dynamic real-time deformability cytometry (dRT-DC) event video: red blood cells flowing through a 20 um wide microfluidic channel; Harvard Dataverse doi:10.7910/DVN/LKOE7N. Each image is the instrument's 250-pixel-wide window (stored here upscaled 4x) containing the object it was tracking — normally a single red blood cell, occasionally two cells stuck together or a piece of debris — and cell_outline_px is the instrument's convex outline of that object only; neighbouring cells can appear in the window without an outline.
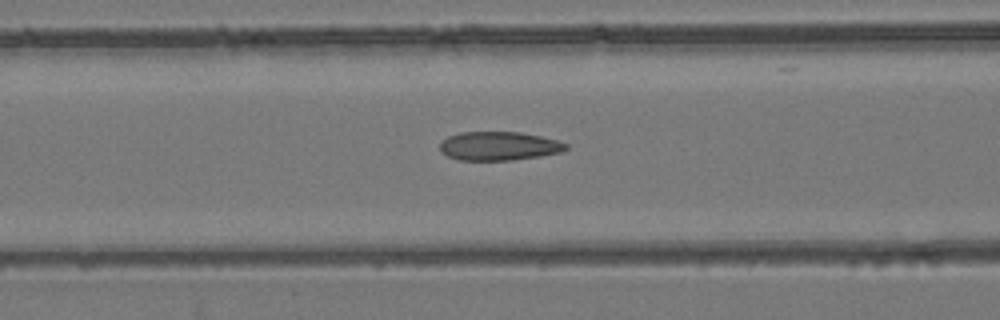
{"species": "common noctule bat (a hibernating species)", "species_latin": "Nyctalus noctula", "temperature_condition": "room temperature", "stored_images_in_passage": 54, "camera_frame_rate_fps": 3000, "um_per_image_px": 0.085, "animal": {"sex": "female", "body_mass_g": 24.6, "forearm_length_mm": 56.2}, "frame": {"image": 1, "passage_image": 22, "time_ms": 7.0, "image_size_px": [1000, 320], "cell_outline_px": [[568, 148], [560, 152], [540, 156], [512, 160], [460, 160], [448, 156], [440, 148], [440, 144], [448, 136], [460, 132], [520, 132], [540, 136], [556, 140], [568, 144]], "centroid_in_image_um": [42.42, 12.41], "position_along_channel_um": 124.2, "area_um2": 20.92}}
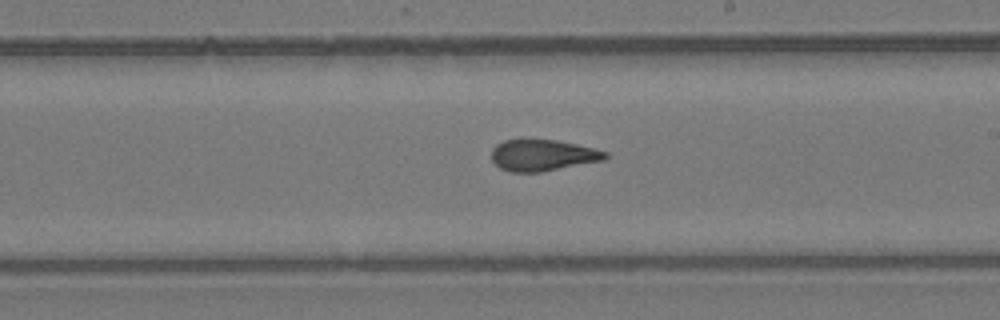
{"frame": {"image": 2, "passage_image": 31, "time_ms": 10.0, "image_size_px": [1000, 320], "cell_outline_px": [[608, 156], [604, 160], [540, 172], [512, 172], [500, 168], [492, 160], [492, 148], [496, 144], [504, 140], [556, 140], [576, 144], [608, 152]], "centroid_in_image_um": [46.12, 13.2], "position_along_channel_um": 242.9, "area_um2": 20.58}}
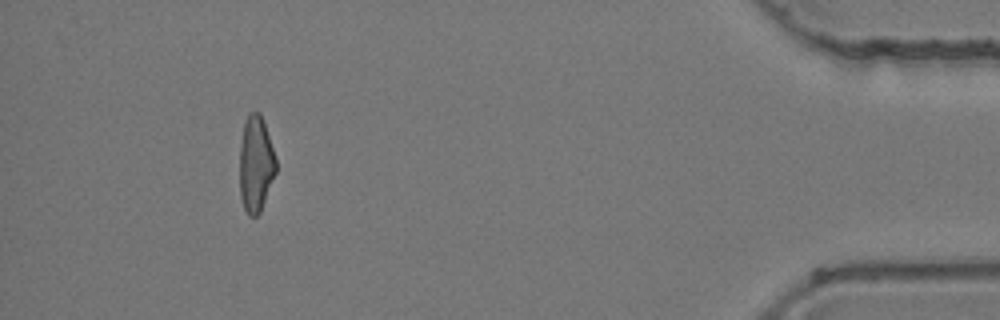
{"frame": {"image": 3, "passage_image": 49, "time_ms": 16.0, "image_size_px": [1000, 320], "cell_outline_px": [[276, 172], [260, 212], [256, 216], [248, 216], [244, 208], [240, 196], [240, 144], [244, 120], [248, 112], [260, 112], [276, 156]], "centroid_in_image_um": [21.73, 13.92], "position_along_channel_um": 413.5, "area_um2": 20.46}, "authors_computed_cell_mechanics": {"area_um2": 21.4149, "velocity_mm_per_s": 3.9538, "shape_relaxation_time_tau1_ms": null, "shape_relaxation_time_tau2_ms": 1.4803, "deformation_change_tau1": null, "deformation_change_tau2": 0.0791}}